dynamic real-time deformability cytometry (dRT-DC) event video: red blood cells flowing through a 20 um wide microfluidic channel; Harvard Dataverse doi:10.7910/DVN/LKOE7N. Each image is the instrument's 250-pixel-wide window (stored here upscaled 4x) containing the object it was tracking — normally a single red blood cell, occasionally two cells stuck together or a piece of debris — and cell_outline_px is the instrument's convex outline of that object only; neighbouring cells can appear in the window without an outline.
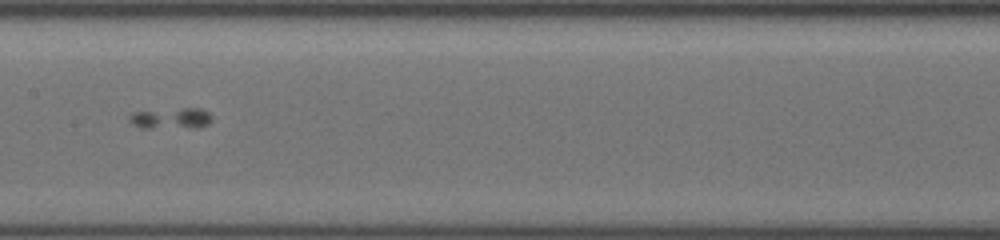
{"species": "common noctule bat (a hibernating species)", "species_latin": "Nyctalus noctula", "temperature_condition": "cold", "stored_images_in_passage": 27, "camera_frame_rate_fps": 3000, "um_per_image_px": 0.085, "animal": {"sex": "female", "body_mass_g": 19.5, "forearm_length_mm": 54.1}, "frame": {"image": 1, "passage_image": 26, "time_ms": 5.667, "image_size_px": [1000, 240], "cell_outline_px": [[212, 120], [208, 124], [196, 128], [140, 128], [132, 124], [128, 120], [128, 116], [132, 112], [184, 108], [200, 108], [208, 112], [212, 116]], "centroid_in_image_um": [14.53, 10.07], "position_along_channel_um": 192.9, "area_um2": 10.29}}